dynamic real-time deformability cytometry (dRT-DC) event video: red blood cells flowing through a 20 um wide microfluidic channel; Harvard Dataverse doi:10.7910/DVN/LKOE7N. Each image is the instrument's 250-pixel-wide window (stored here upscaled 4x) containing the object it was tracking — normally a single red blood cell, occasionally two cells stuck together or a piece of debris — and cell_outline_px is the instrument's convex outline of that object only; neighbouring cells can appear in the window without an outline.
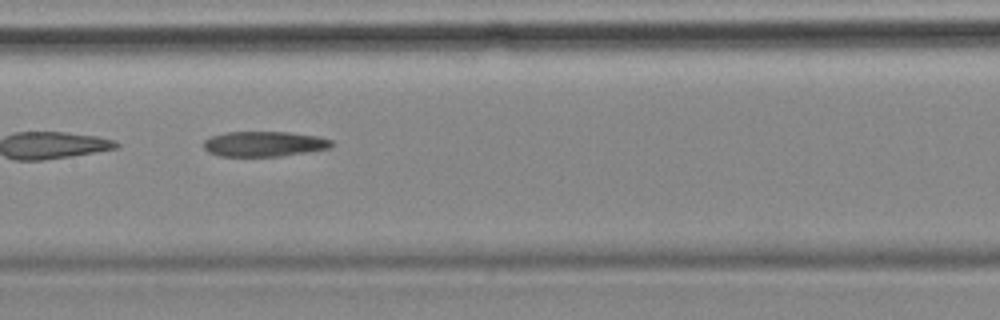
{"species": "common noctule bat (a hibernating species)", "species_latin": "Nyctalus noctula", "temperature_condition": "cold", "stored_images_in_passage": 42, "camera_frame_rate_fps": 3000, "um_per_image_px": 0.085, "animal": {"sex": "female", "body_mass_g": 18.4}, "frame": {"image": 1, "passage_image": 13, "time_ms": 4.0, "image_size_px": [1000, 320], "cell_outline_px": [[332, 148], [280, 156], [220, 156], [208, 152], [204, 148], [204, 140], [212, 136], [224, 132], [288, 132], [320, 136], [332, 140]], "centroid_in_image_um": [22.47, 12.23], "position_along_channel_um": 184.9, "area_um2": 18.84}}
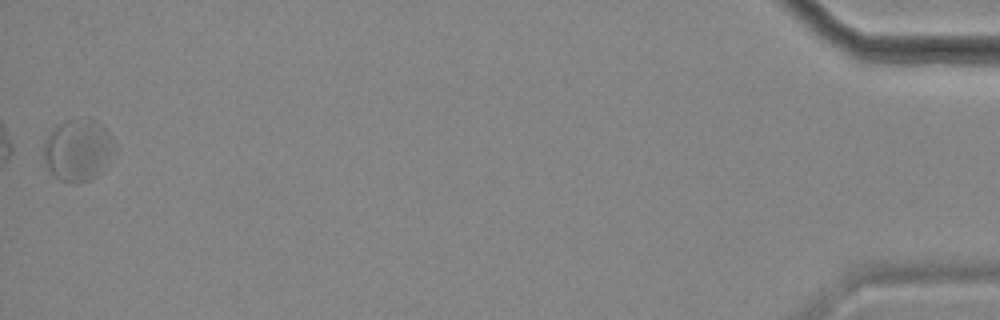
{"frame": {"image": 2, "passage_image": 42, "time_ms": 13.667, "image_size_px": [1000, 320], "cell_outline_px": [[120, 148], [100, 172], [96, 176], [88, 180], [76, 184], [68, 184], [60, 180], [44, 164], [44, 140], [52, 128], [64, 120], [96, 120], [104, 124]], "centroid_in_image_um": [6.68, 12.75], "position_along_channel_um": 428.5, "area_um2": 26.24}}